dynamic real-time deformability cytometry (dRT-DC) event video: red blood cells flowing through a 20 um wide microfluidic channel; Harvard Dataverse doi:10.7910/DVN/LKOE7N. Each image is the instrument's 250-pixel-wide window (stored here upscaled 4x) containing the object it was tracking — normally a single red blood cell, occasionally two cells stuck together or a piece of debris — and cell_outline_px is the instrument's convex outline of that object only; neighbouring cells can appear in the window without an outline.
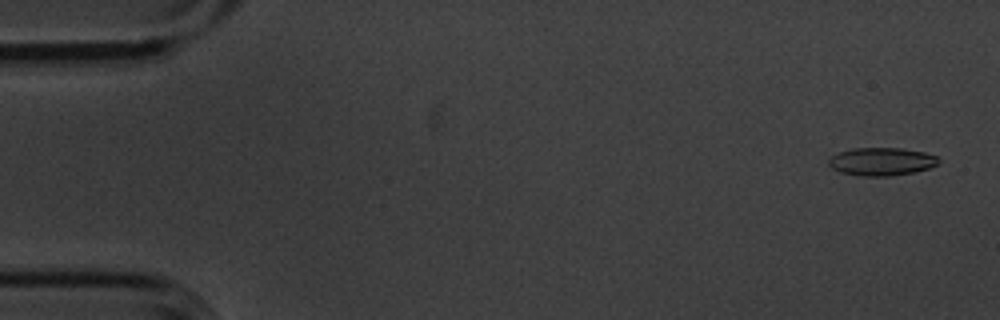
{"species": "common noctule bat (a hibernating species)", "species_latin": "Nyctalus noctula", "temperature_condition": "cold", "stored_images_in_passage": 6, "camera_frame_rate_fps": 3000, "um_per_image_px": 0.085, "animal": {"sex": "male", "body_mass_g": 20.1, "forearm_length_mm": 53.5}, "frame": {"image": 1, "passage_image": 1, "time_ms": 0.0, "image_size_px": [1000, 320], "cell_outline_px": [[940, 160], [936, 164], [928, 168], [912, 172], [888, 176], [864, 176], [840, 172], [832, 168], [828, 164], [828, 160], [832, 156], [840, 152], [852, 148], [900, 148], [924, 152], [936, 156]], "centroid_in_image_um": [74.9, 13.72], "position_along_channel_um": 10.1, "area_um2": 17.69}}
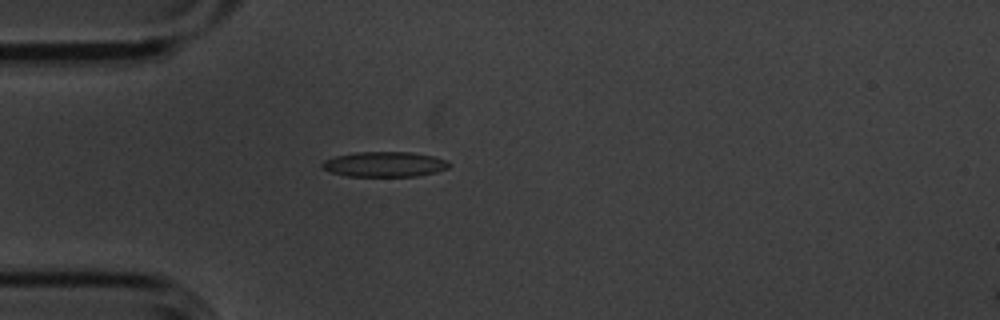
{"frame": {"image": 2, "passage_image": 5, "time_ms": 1.333, "image_size_px": [1000, 320], "cell_outline_px": [[452, 164], [448, 168], [436, 172], [416, 176], [348, 176], [332, 172], [324, 168], [320, 164], [324, 160], [336, 156], [356, 152], [412, 152], [432, 156], [448, 160]], "centroid_in_image_um": [32.73, 13.96], "position_along_channel_um": 52.3, "area_um2": 18.55}}